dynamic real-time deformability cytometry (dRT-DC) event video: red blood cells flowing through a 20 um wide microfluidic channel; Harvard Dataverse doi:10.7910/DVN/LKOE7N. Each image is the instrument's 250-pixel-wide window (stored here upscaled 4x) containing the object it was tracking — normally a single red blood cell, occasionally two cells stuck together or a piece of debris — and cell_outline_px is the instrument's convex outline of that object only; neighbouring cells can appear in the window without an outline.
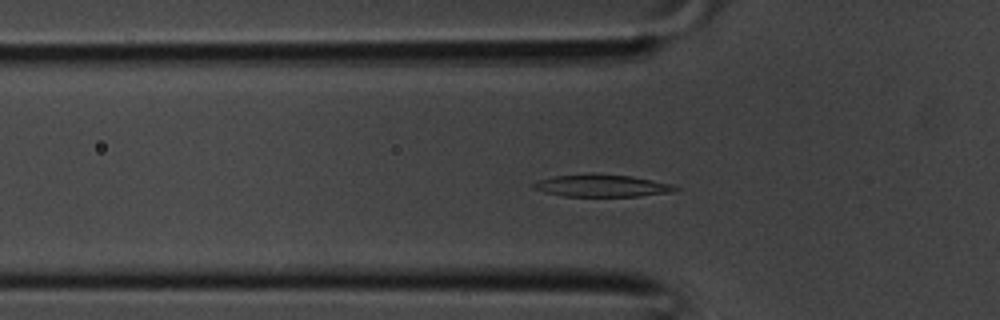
{"species": "common noctule bat (a hibernating species)", "species_latin": "Nyctalus noctula", "temperature_condition": "room temperature", "stored_images_in_passage": 29, "camera_frame_rate_fps": 3000, "um_per_image_px": 0.085, "animal": {"sex": "male", "body_mass_g": 20.1, "forearm_length_mm": 53.5}, "frame": {"image": 1, "passage_image": 4, "time_ms": 1.0, "image_size_px": [1000, 320], "cell_outline_px": [[680, 188], [672, 192], [640, 196], [564, 196], [544, 192], [532, 188], [532, 184], [540, 180], [556, 176], [588, 172], [596, 172], [632, 176], [672, 184]], "centroid_in_image_um": [51.16, 15.76], "position_along_channel_um": 74.6, "area_um2": 18.67}}
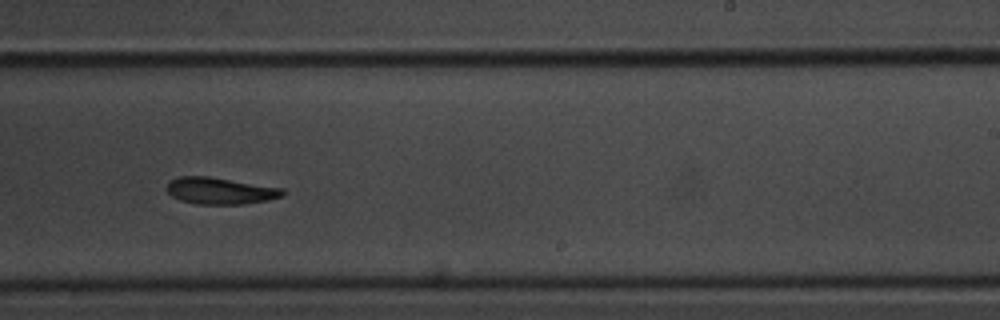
{"frame": {"image": 2, "passage_image": 15, "time_ms": 4.667, "image_size_px": [1000, 320], "cell_outline_px": [[284, 196], [268, 200], [244, 204], [200, 204], [180, 200], [172, 196], [164, 188], [168, 180], [176, 176], [208, 176], [284, 188]], "centroid_in_image_um": [18.68, 16.21], "position_along_channel_um": 270.3, "area_um2": 18.26}}
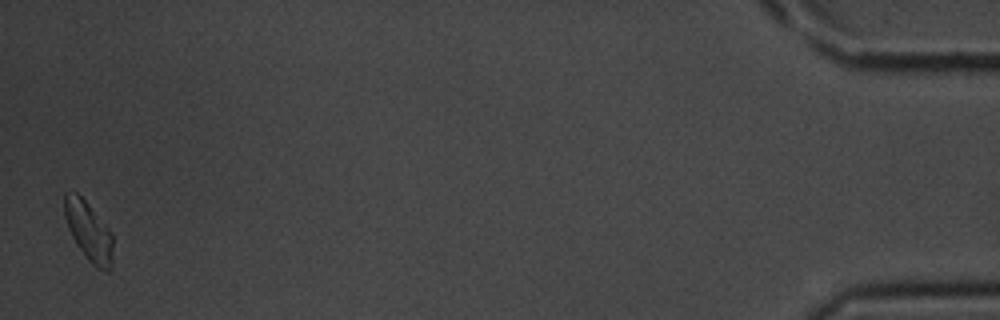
{"frame": {"image": 3, "passage_image": 29, "time_ms": 9.333, "image_size_px": [1000, 320], "cell_outline_px": [[112, 268], [108, 272], [96, 268], [88, 260], [76, 244], [68, 228], [64, 216], [64, 192], [76, 192], [88, 204], [112, 232]], "centroid_in_image_um": [7.54, 19.68], "position_along_channel_um": 427.7, "area_um2": 16.76}}